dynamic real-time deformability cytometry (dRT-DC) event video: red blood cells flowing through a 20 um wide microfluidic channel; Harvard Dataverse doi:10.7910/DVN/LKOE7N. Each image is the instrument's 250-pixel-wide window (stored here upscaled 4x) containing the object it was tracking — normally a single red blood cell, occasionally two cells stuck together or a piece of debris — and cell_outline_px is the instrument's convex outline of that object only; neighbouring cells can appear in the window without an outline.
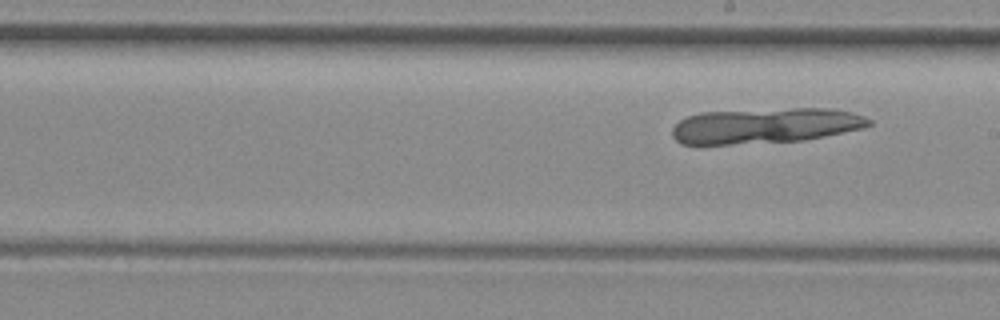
{"species": "common noctule bat (a hibernating species)", "species_latin": "Nyctalus noctula", "temperature_condition": "room temperature", "stored_images_in_passage": 8, "segment_of_instrument_passage": [2, 2], "camera_frame_rate_fps": 3000, "um_per_image_px": 0.085, "animal": {"sex": "female", "body_mass_g": 29.2, "forearm_length_mm": 56.3}, "frame": {"image": 1, "passage_image": 8, "time_ms": 2.333, "image_size_px": [1000, 320], "cell_outline_px": [[872, 124], [864, 128], [804, 140], [728, 144], [680, 144], [672, 136], [672, 128], [680, 120], [688, 116], [700, 112], [792, 108], [832, 108], [852, 112], [864, 116], [872, 120]], "centroid_in_image_um": [65.06, 10.67], "position_along_channel_um": 223.9, "area_um2": 40.58}}